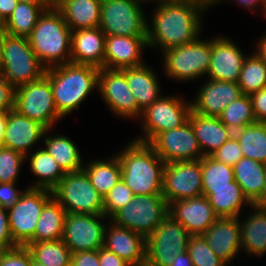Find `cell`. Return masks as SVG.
I'll list each match as a JSON object with an SVG mask.
<instances>
[{
  "label": "cell",
  "mask_w": 266,
  "mask_h": 266,
  "mask_svg": "<svg viewBox=\"0 0 266 266\" xmlns=\"http://www.w3.org/2000/svg\"><path fill=\"white\" fill-rule=\"evenodd\" d=\"M26 247L36 263L44 266H70L72 252L63 240L40 241Z\"/></svg>",
  "instance_id": "74e56055"
},
{
  "label": "cell",
  "mask_w": 266,
  "mask_h": 266,
  "mask_svg": "<svg viewBox=\"0 0 266 266\" xmlns=\"http://www.w3.org/2000/svg\"><path fill=\"white\" fill-rule=\"evenodd\" d=\"M0 50L3 76L15 89L45 75L46 67L35 55L28 38L3 33L0 35Z\"/></svg>",
  "instance_id": "5b68a950"
},
{
  "label": "cell",
  "mask_w": 266,
  "mask_h": 266,
  "mask_svg": "<svg viewBox=\"0 0 266 266\" xmlns=\"http://www.w3.org/2000/svg\"><path fill=\"white\" fill-rule=\"evenodd\" d=\"M108 221L110 223L106 224L103 247L131 266H144L146 239L137 232Z\"/></svg>",
  "instance_id": "cb8c5ba5"
},
{
  "label": "cell",
  "mask_w": 266,
  "mask_h": 266,
  "mask_svg": "<svg viewBox=\"0 0 266 266\" xmlns=\"http://www.w3.org/2000/svg\"><path fill=\"white\" fill-rule=\"evenodd\" d=\"M6 23H7V19L0 12V35L5 33V31H6Z\"/></svg>",
  "instance_id": "be15d7a7"
},
{
  "label": "cell",
  "mask_w": 266,
  "mask_h": 266,
  "mask_svg": "<svg viewBox=\"0 0 266 266\" xmlns=\"http://www.w3.org/2000/svg\"><path fill=\"white\" fill-rule=\"evenodd\" d=\"M17 247L9 228L8 212L0 207V251Z\"/></svg>",
  "instance_id": "681fc988"
},
{
  "label": "cell",
  "mask_w": 266,
  "mask_h": 266,
  "mask_svg": "<svg viewBox=\"0 0 266 266\" xmlns=\"http://www.w3.org/2000/svg\"><path fill=\"white\" fill-rule=\"evenodd\" d=\"M168 214L191 235H203L218 218L208 198L203 195L171 202Z\"/></svg>",
  "instance_id": "d6986e66"
},
{
  "label": "cell",
  "mask_w": 266,
  "mask_h": 266,
  "mask_svg": "<svg viewBox=\"0 0 266 266\" xmlns=\"http://www.w3.org/2000/svg\"><path fill=\"white\" fill-rule=\"evenodd\" d=\"M148 144L165 163L203 158L189 120L178 128L157 134Z\"/></svg>",
  "instance_id": "e0dca14e"
},
{
  "label": "cell",
  "mask_w": 266,
  "mask_h": 266,
  "mask_svg": "<svg viewBox=\"0 0 266 266\" xmlns=\"http://www.w3.org/2000/svg\"><path fill=\"white\" fill-rule=\"evenodd\" d=\"M105 215L67 213L63 242L72 253L98 250L104 245Z\"/></svg>",
  "instance_id": "2e32d148"
},
{
  "label": "cell",
  "mask_w": 266,
  "mask_h": 266,
  "mask_svg": "<svg viewBox=\"0 0 266 266\" xmlns=\"http://www.w3.org/2000/svg\"><path fill=\"white\" fill-rule=\"evenodd\" d=\"M246 55L237 83L243 94L251 95L266 88V63L254 52Z\"/></svg>",
  "instance_id": "f35d334b"
},
{
  "label": "cell",
  "mask_w": 266,
  "mask_h": 266,
  "mask_svg": "<svg viewBox=\"0 0 266 266\" xmlns=\"http://www.w3.org/2000/svg\"><path fill=\"white\" fill-rule=\"evenodd\" d=\"M116 155L121 164V179L134 195H162L166 163L148 143L132 139Z\"/></svg>",
  "instance_id": "7a4b0ae2"
},
{
  "label": "cell",
  "mask_w": 266,
  "mask_h": 266,
  "mask_svg": "<svg viewBox=\"0 0 266 266\" xmlns=\"http://www.w3.org/2000/svg\"><path fill=\"white\" fill-rule=\"evenodd\" d=\"M243 157L266 164V123L256 122L236 130Z\"/></svg>",
  "instance_id": "8d00e7d4"
},
{
  "label": "cell",
  "mask_w": 266,
  "mask_h": 266,
  "mask_svg": "<svg viewBox=\"0 0 266 266\" xmlns=\"http://www.w3.org/2000/svg\"><path fill=\"white\" fill-rule=\"evenodd\" d=\"M0 76H3V63H2V53L0 50Z\"/></svg>",
  "instance_id": "e7e4bbea"
},
{
  "label": "cell",
  "mask_w": 266,
  "mask_h": 266,
  "mask_svg": "<svg viewBox=\"0 0 266 266\" xmlns=\"http://www.w3.org/2000/svg\"><path fill=\"white\" fill-rule=\"evenodd\" d=\"M250 97L256 121L266 123V88L252 93Z\"/></svg>",
  "instance_id": "f907efd6"
},
{
  "label": "cell",
  "mask_w": 266,
  "mask_h": 266,
  "mask_svg": "<svg viewBox=\"0 0 266 266\" xmlns=\"http://www.w3.org/2000/svg\"><path fill=\"white\" fill-rule=\"evenodd\" d=\"M201 159L166 163L163 170L162 196L173 201L202 196Z\"/></svg>",
  "instance_id": "9a60e30c"
},
{
  "label": "cell",
  "mask_w": 266,
  "mask_h": 266,
  "mask_svg": "<svg viewBox=\"0 0 266 266\" xmlns=\"http://www.w3.org/2000/svg\"><path fill=\"white\" fill-rule=\"evenodd\" d=\"M99 68L76 63H65L46 68L54 102L62 118L78 110L82 102L98 90ZM96 88V89H95Z\"/></svg>",
  "instance_id": "3957f363"
},
{
  "label": "cell",
  "mask_w": 266,
  "mask_h": 266,
  "mask_svg": "<svg viewBox=\"0 0 266 266\" xmlns=\"http://www.w3.org/2000/svg\"><path fill=\"white\" fill-rule=\"evenodd\" d=\"M187 252L193 266H227L209 247L203 235H191Z\"/></svg>",
  "instance_id": "b9f144b4"
},
{
  "label": "cell",
  "mask_w": 266,
  "mask_h": 266,
  "mask_svg": "<svg viewBox=\"0 0 266 266\" xmlns=\"http://www.w3.org/2000/svg\"><path fill=\"white\" fill-rule=\"evenodd\" d=\"M179 96H161L151 106H148L139 118L143 135L134 138L135 141L149 143L157 134L178 128L188 121L192 110L191 100L185 102Z\"/></svg>",
  "instance_id": "8fae6325"
},
{
  "label": "cell",
  "mask_w": 266,
  "mask_h": 266,
  "mask_svg": "<svg viewBox=\"0 0 266 266\" xmlns=\"http://www.w3.org/2000/svg\"><path fill=\"white\" fill-rule=\"evenodd\" d=\"M47 128L17 110L7 112L6 128L2 146L15 150L24 156L44 137Z\"/></svg>",
  "instance_id": "44dd1931"
},
{
  "label": "cell",
  "mask_w": 266,
  "mask_h": 266,
  "mask_svg": "<svg viewBox=\"0 0 266 266\" xmlns=\"http://www.w3.org/2000/svg\"><path fill=\"white\" fill-rule=\"evenodd\" d=\"M218 117L233 132L257 122L253 113L251 97L245 94L228 104Z\"/></svg>",
  "instance_id": "ab89813d"
},
{
  "label": "cell",
  "mask_w": 266,
  "mask_h": 266,
  "mask_svg": "<svg viewBox=\"0 0 266 266\" xmlns=\"http://www.w3.org/2000/svg\"><path fill=\"white\" fill-rule=\"evenodd\" d=\"M47 129L44 134V149L57 161L65 173L77 172L83 169L84 162L79 148L66 135L56 134L51 136Z\"/></svg>",
  "instance_id": "4dcf8cb0"
},
{
  "label": "cell",
  "mask_w": 266,
  "mask_h": 266,
  "mask_svg": "<svg viewBox=\"0 0 266 266\" xmlns=\"http://www.w3.org/2000/svg\"><path fill=\"white\" fill-rule=\"evenodd\" d=\"M25 156L10 148L0 146V183H17Z\"/></svg>",
  "instance_id": "7bdbcfd3"
},
{
  "label": "cell",
  "mask_w": 266,
  "mask_h": 266,
  "mask_svg": "<svg viewBox=\"0 0 266 266\" xmlns=\"http://www.w3.org/2000/svg\"><path fill=\"white\" fill-rule=\"evenodd\" d=\"M83 170L103 198L121 180V164L117 155L84 163Z\"/></svg>",
  "instance_id": "836d02e7"
},
{
  "label": "cell",
  "mask_w": 266,
  "mask_h": 266,
  "mask_svg": "<svg viewBox=\"0 0 266 266\" xmlns=\"http://www.w3.org/2000/svg\"><path fill=\"white\" fill-rule=\"evenodd\" d=\"M169 205L162 195H134L110 220L145 239L168 215Z\"/></svg>",
  "instance_id": "9c48e42d"
},
{
  "label": "cell",
  "mask_w": 266,
  "mask_h": 266,
  "mask_svg": "<svg viewBox=\"0 0 266 266\" xmlns=\"http://www.w3.org/2000/svg\"><path fill=\"white\" fill-rule=\"evenodd\" d=\"M102 0H54L72 31L100 26Z\"/></svg>",
  "instance_id": "83f0119b"
},
{
  "label": "cell",
  "mask_w": 266,
  "mask_h": 266,
  "mask_svg": "<svg viewBox=\"0 0 266 266\" xmlns=\"http://www.w3.org/2000/svg\"><path fill=\"white\" fill-rule=\"evenodd\" d=\"M18 0H0V12L7 19L17 7Z\"/></svg>",
  "instance_id": "11a10c76"
},
{
  "label": "cell",
  "mask_w": 266,
  "mask_h": 266,
  "mask_svg": "<svg viewBox=\"0 0 266 266\" xmlns=\"http://www.w3.org/2000/svg\"><path fill=\"white\" fill-rule=\"evenodd\" d=\"M254 205L260 207H266V174H265L264 186L262 189L261 197L254 203Z\"/></svg>",
  "instance_id": "94428289"
},
{
  "label": "cell",
  "mask_w": 266,
  "mask_h": 266,
  "mask_svg": "<svg viewBox=\"0 0 266 266\" xmlns=\"http://www.w3.org/2000/svg\"><path fill=\"white\" fill-rule=\"evenodd\" d=\"M188 120L197 137L203 157L211 156L234 135V132L223 124L219 117L203 116L191 110Z\"/></svg>",
  "instance_id": "484cf974"
},
{
  "label": "cell",
  "mask_w": 266,
  "mask_h": 266,
  "mask_svg": "<svg viewBox=\"0 0 266 266\" xmlns=\"http://www.w3.org/2000/svg\"><path fill=\"white\" fill-rule=\"evenodd\" d=\"M203 236L215 255L228 266L242 252L240 217H218Z\"/></svg>",
  "instance_id": "7402d4cb"
},
{
  "label": "cell",
  "mask_w": 266,
  "mask_h": 266,
  "mask_svg": "<svg viewBox=\"0 0 266 266\" xmlns=\"http://www.w3.org/2000/svg\"><path fill=\"white\" fill-rule=\"evenodd\" d=\"M30 156V157H28ZM29 160L30 171L37 177L30 188L53 190L66 175L57 161L44 149H36L25 156Z\"/></svg>",
  "instance_id": "1f68e13d"
},
{
  "label": "cell",
  "mask_w": 266,
  "mask_h": 266,
  "mask_svg": "<svg viewBox=\"0 0 266 266\" xmlns=\"http://www.w3.org/2000/svg\"><path fill=\"white\" fill-rule=\"evenodd\" d=\"M147 21L148 49L158 47L162 52L198 39L202 32V13L209 4L158 3ZM151 25V26H150Z\"/></svg>",
  "instance_id": "6da1fadb"
},
{
  "label": "cell",
  "mask_w": 266,
  "mask_h": 266,
  "mask_svg": "<svg viewBox=\"0 0 266 266\" xmlns=\"http://www.w3.org/2000/svg\"><path fill=\"white\" fill-rule=\"evenodd\" d=\"M165 75L174 81L188 82L204 77L210 67L211 40L196 39L190 44L161 52Z\"/></svg>",
  "instance_id": "8992f818"
},
{
  "label": "cell",
  "mask_w": 266,
  "mask_h": 266,
  "mask_svg": "<svg viewBox=\"0 0 266 266\" xmlns=\"http://www.w3.org/2000/svg\"><path fill=\"white\" fill-rule=\"evenodd\" d=\"M146 38L106 35L104 68L122 70L145 64L142 53L145 48L148 49Z\"/></svg>",
  "instance_id": "603a6c76"
},
{
  "label": "cell",
  "mask_w": 266,
  "mask_h": 266,
  "mask_svg": "<svg viewBox=\"0 0 266 266\" xmlns=\"http://www.w3.org/2000/svg\"><path fill=\"white\" fill-rule=\"evenodd\" d=\"M0 266H32V255L26 246L2 250Z\"/></svg>",
  "instance_id": "bcb514c9"
},
{
  "label": "cell",
  "mask_w": 266,
  "mask_h": 266,
  "mask_svg": "<svg viewBox=\"0 0 266 266\" xmlns=\"http://www.w3.org/2000/svg\"><path fill=\"white\" fill-rule=\"evenodd\" d=\"M169 266H193L188 252H183L174 257V261Z\"/></svg>",
  "instance_id": "6f0895ef"
},
{
  "label": "cell",
  "mask_w": 266,
  "mask_h": 266,
  "mask_svg": "<svg viewBox=\"0 0 266 266\" xmlns=\"http://www.w3.org/2000/svg\"><path fill=\"white\" fill-rule=\"evenodd\" d=\"M234 179L244 195L254 204L260 197L264 186L266 164L242 157L234 166Z\"/></svg>",
  "instance_id": "d6a6232c"
},
{
  "label": "cell",
  "mask_w": 266,
  "mask_h": 266,
  "mask_svg": "<svg viewBox=\"0 0 266 266\" xmlns=\"http://www.w3.org/2000/svg\"><path fill=\"white\" fill-rule=\"evenodd\" d=\"M154 68L146 63L126 68V80L138 107L144 111L162 95L160 82Z\"/></svg>",
  "instance_id": "4316f807"
},
{
  "label": "cell",
  "mask_w": 266,
  "mask_h": 266,
  "mask_svg": "<svg viewBox=\"0 0 266 266\" xmlns=\"http://www.w3.org/2000/svg\"><path fill=\"white\" fill-rule=\"evenodd\" d=\"M16 183H0V207L10 210L24 190H18Z\"/></svg>",
  "instance_id": "7dc6e473"
},
{
  "label": "cell",
  "mask_w": 266,
  "mask_h": 266,
  "mask_svg": "<svg viewBox=\"0 0 266 266\" xmlns=\"http://www.w3.org/2000/svg\"><path fill=\"white\" fill-rule=\"evenodd\" d=\"M147 0H102L100 26L105 35L147 36Z\"/></svg>",
  "instance_id": "52a82bcc"
},
{
  "label": "cell",
  "mask_w": 266,
  "mask_h": 266,
  "mask_svg": "<svg viewBox=\"0 0 266 266\" xmlns=\"http://www.w3.org/2000/svg\"><path fill=\"white\" fill-rule=\"evenodd\" d=\"M98 257L100 266H131L125 260L104 247L98 249Z\"/></svg>",
  "instance_id": "f5cc1de1"
},
{
  "label": "cell",
  "mask_w": 266,
  "mask_h": 266,
  "mask_svg": "<svg viewBox=\"0 0 266 266\" xmlns=\"http://www.w3.org/2000/svg\"><path fill=\"white\" fill-rule=\"evenodd\" d=\"M227 1V0H217L216 4L213 7H216L217 4H221V2ZM238 5H241L245 9H249L251 12H255L258 8L261 7L263 8L262 11L264 10V5H265V0H236L235 1ZM259 5V6H258Z\"/></svg>",
  "instance_id": "db71d44e"
},
{
  "label": "cell",
  "mask_w": 266,
  "mask_h": 266,
  "mask_svg": "<svg viewBox=\"0 0 266 266\" xmlns=\"http://www.w3.org/2000/svg\"><path fill=\"white\" fill-rule=\"evenodd\" d=\"M15 91L7 79L0 76V112H8L15 108Z\"/></svg>",
  "instance_id": "c3c4849f"
},
{
  "label": "cell",
  "mask_w": 266,
  "mask_h": 266,
  "mask_svg": "<svg viewBox=\"0 0 266 266\" xmlns=\"http://www.w3.org/2000/svg\"><path fill=\"white\" fill-rule=\"evenodd\" d=\"M212 8L216 4L217 0H205Z\"/></svg>",
  "instance_id": "03108f58"
},
{
  "label": "cell",
  "mask_w": 266,
  "mask_h": 266,
  "mask_svg": "<svg viewBox=\"0 0 266 266\" xmlns=\"http://www.w3.org/2000/svg\"><path fill=\"white\" fill-rule=\"evenodd\" d=\"M250 208L249 217L240 219L241 247L248 256L261 257L266 254V207L253 204Z\"/></svg>",
  "instance_id": "f1b7e54d"
},
{
  "label": "cell",
  "mask_w": 266,
  "mask_h": 266,
  "mask_svg": "<svg viewBox=\"0 0 266 266\" xmlns=\"http://www.w3.org/2000/svg\"><path fill=\"white\" fill-rule=\"evenodd\" d=\"M70 266H100L98 250L72 253Z\"/></svg>",
  "instance_id": "816d5d0a"
},
{
  "label": "cell",
  "mask_w": 266,
  "mask_h": 266,
  "mask_svg": "<svg viewBox=\"0 0 266 266\" xmlns=\"http://www.w3.org/2000/svg\"><path fill=\"white\" fill-rule=\"evenodd\" d=\"M256 43L254 53L266 63V32Z\"/></svg>",
  "instance_id": "9f6ffc18"
},
{
  "label": "cell",
  "mask_w": 266,
  "mask_h": 266,
  "mask_svg": "<svg viewBox=\"0 0 266 266\" xmlns=\"http://www.w3.org/2000/svg\"><path fill=\"white\" fill-rule=\"evenodd\" d=\"M191 234L171 215H167L146 238L145 265L169 266L174 257L187 251Z\"/></svg>",
  "instance_id": "7c38bea8"
},
{
  "label": "cell",
  "mask_w": 266,
  "mask_h": 266,
  "mask_svg": "<svg viewBox=\"0 0 266 266\" xmlns=\"http://www.w3.org/2000/svg\"><path fill=\"white\" fill-rule=\"evenodd\" d=\"M105 39L99 27L72 31L70 62L103 68Z\"/></svg>",
  "instance_id": "d4e9b609"
},
{
  "label": "cell",
  "mask_w": 266,
  "mask_h": 266,
  "mask_svg": "<svg viewBox=\"0 0 266 266\" xmlns=\"http://www.w3.org/2000/svg\"><path fill=\"white\" fill-rule=\"evenodd\" d=\"M15 110L52 129L63 119L57 111L50 80L44 75L37 81L16 88Z\"/></svg>",
  "instance_id": "4fadbf2b"
},
{
  "label": "cell",
  "mask_w": 266,
  "mask_h": 266,
  "mask_svg": "<svg viewBox=\"0 0 266 266\" xmlns=\"http://www.w3.org/2000/svg\"><path fill=\"white\" fill-rule=\"evenodd\" d=\"M191 101L192 111L203 115L218 117L228 104L243 95L238 83L217 80H205Z\"/></svg>",
  "instance_id": "ffe728a7"
},
{
  "label": "cell",
  "mask_w": 266,
  "mask_h": 266,
  "mask_svg": "<svg viewBox=\"0 0 266 266\" xmlns=\"http://www.w3.org/2000/svg\"><path fill=\"white\" fill-rule=\"evenodd\" d=\"M7 112H0V146L3 144Z\"/></svg>",
  "instance_id": "91938a15"
},
{
  "label": "cell",
  "mask_w": 266,
  "mask_h": 266,
  "mask_svg": "<svg viewBox=\"0 0 266 266\" xmlns=\"http://www.w3.org/2000/svg\"><path fill=\"white\" fill-rule=\"evenodd\" d=\"M246 57L232 39L217 35L211 38V61L206 76L210 80L237 83Z\"/></svg>",
  "instance_id": "ac0fdd59"
},
{
  "label": "cell",
  "mask_w": 266,
  "mask_h": 266,
  "mask_svg": "<svg viewBox=\"0 0 266 266\" xmlns=\"http://www.w3.org/2000/svg\"><path fill=\"white\" fill-rule=\"evenodd\" d=\"M154 1L158 3H187V4H208L205 0H147V3Z\"/></svg>",
  "instance_id": "680465c9"
},
{
  "label": "cell",
  "mask_w": 266,
  "mask_h": 266,
  "mask_svg": "<svg viewBox=\"0 0 266 266\" xmlns=\"http://www.w3.org/2000/svg\"><path fill=\"white\" fill-rule=\"evenodd\" d=\"M52 192L67 213L104 215L103 197L83 169L66 173Z\"/></svg>",
  "instance_id": "ba28073f"
},
{
  "label": "cell",
  "mask_w": 266,
  "mask_h": 266,
  "mask_svg": "<svg viewBox=\"0 0 266 266\" xmlns=\"http://www.w3.org/2000/svg\"><path fill=\"white\" fill-rule=\"evenodd\" d=\"M19 2L36 5H54V0H18Z\"/></svg>",
  "instance_id": "6125c7cd"
},
{
  "label": "cell",
  "mask_w": 266,
  "mask_h": 266,
  "mask_svg": "<svg viewBox=\"0 0 266 266\" xmlns=\"http://www.w3.org/2000/svg\"><path fill=\"white\" fill-rule=\"evenodd\" d=\"M71 36L72 30L61 12L52 6L40 15L27 38L40 62L50 68L70 62Z\"/></svg>",
  "instance_id": "277c9868"
},
{
  "label": "cell",
  "mask_w": 266,
  "mask_h": 266,
  "mask_svg": "<svg viewBox=\"0 0 266 266\" xmlns=\"http://www.w3.org/2000/svg\"><path fill=\"white\" fill-rule=\"evenodd\" d=\"M133 191L121 179L103 198V212L109 219L122 207L132 201Z\"/></svg>",
  "instance_id": "ee69618b"
},
{
  "label": "cell",
  "mask_w": 266,
  "mask_h": 266,
  "mask_svg": "<svg viewBox=\"0 0 266 266\" xmlns=\"http://www.w3.org/2000/svg\"><path fill=\"white\" fill-rule=\"evenodd\" d=\"M263 13H264V15H266V0H265V5H264Z\"/></svg>",
  "instance_id": "a7ac6f4b"
},
{
  "label": "cell",
  "mask_w": 266,
  "mask_h": 266,
  "mask_svg": "<svg viewBox=\"0 0 266 266\" xmlns=\"http://www.w3.org/2000/svg\"><path fill=\"white\" fill-rule=\"evenodd\" d=\"M100 98L115 116L124 119L141 118L142 110L129 89L125 69L100 68L98 90Z\"/></svg>",
  "instance_id": "5bb4252c"
},
{
  "label": "cell",
  "mask_w": 266,
  "mask_h": 266,
  "mask_svg": "<svg viewBox=\"0 0 266 266\" xmlns=\"http://www.w3.org/2000/svg\"><path fill=\"white\" fill-rule=\"evenodd\" d=\"M202 188L233 187L234 170L232 166L217 161L211 156L201 159Z\"/></svg>",
  "instance_id": "60d3db41"
},
{
  "label": "cell",
  "mask_w": 266,
  "mask_h": 266,
  "mask_svg": "<svg viewBox=\"0 0 266 266\" xmlns=\"http://www.w3.org/2000/svg\"><path fill=\"white\" fill-rule=\"evenodd\" d=\"M202 190V195L208 198L218 217H240L244 204L245 207L253 205L235 180L233 187L202 188Z\"/></svg>",
  "instance_id": "f546056e"
},
{
  "label": "cell",
  "mask_w": 266,
  "mask_h": 266,
  "mask_svg": "<svg viewBox=\"0 0 266 266\" xmlns=\"http://www.w3.org/2000/svg\"><path fill=\"white\" fill-rule=\"evenodd\" d=\"M52 6L54 5H36L18 2L17 7L7 18L5 33L27 38L32 33L40 15L44 10Z\"/></svg>",
  "instance_id": "d590c367"
},
{
  "label": "cell",
  "mask_w": 266,
  "mask_h": 266,
  "mask_svg": "<svg viewBox=\"0 0 266 266\" xmlns=\"http://www.w3.org/2000/svg\"><path fill=\"white\" fill-rule=\"evenodd\" d=\"M211 157L233 167L243 157L237 138L233 135L219 149L214 151Z\"/></svg>",
  "instance_id": "f6af8a7d"
},
{
  "label": "cell",
  "mask_w": 266,
  "mask_h": 266,
  "mask_svg": "<svg viewBox=\"0 0 266 266\" xmlns=\"http://www.w3.org/2000/svg\"><path fill=\"white\" fill-rule=\"evenodd\" d=\"M32 266H44L43 264L36 263L32 258Z\"/></svg>",
  "instance_id": "003e7915"
},
{
  "label": "cell",
  "mask_w": 266,
  "mask_h": 266,
  "mask_svg": "<svg viewBox=\"0 0 266 266\" xmlns=\"http://www.w3.org/2000/svg\"><path fill=\"white\" fill-rule=\"evenodd\" d=\"M26 188L14 206L7 211L10 232L17 246L32 244V236L41 212L53 198L51 190L29 186Z\"/></svg>",
  "instance_id": "30bf717a"
},
{
  "label": "cell",
  "mask_w": 266,
  "mask_h": 266,
  "mask_svg": "<svg viewBox=\"0 0 266 266\" xmlns=\"http://www.w3.org/2000/svg\"><path fill=\"white\" fill-rule=\"evenodd\" d=\"M67 212L53 197L43 208L32 236V243L62 240Z\"/></svg>",
  "instance_id": "e575fe53"
}]
</instances>
